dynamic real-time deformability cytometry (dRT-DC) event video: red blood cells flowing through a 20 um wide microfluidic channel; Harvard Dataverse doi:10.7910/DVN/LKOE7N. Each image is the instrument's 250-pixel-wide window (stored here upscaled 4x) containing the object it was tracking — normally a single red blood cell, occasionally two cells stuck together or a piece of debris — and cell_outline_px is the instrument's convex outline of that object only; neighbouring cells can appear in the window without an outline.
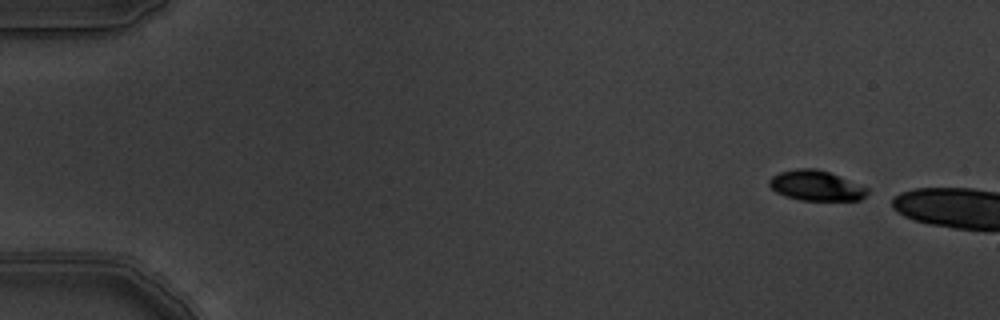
{"species": "common noctule bat (a hibernating species)", "species_latin": "Nyctalus noctula", "temperature_condition": "warm", "stored_images_in_passage": 2, "camera_frame_rate_fps": 3000, "um_per_image_px": 0.085, "animal": {"sex": "male", "body_mass_g": 19.5, "forearm_length_mm": 54.6}, "frame": {"image": 1, "passage_image": 1, "time_ms": 0.0, "image_size_px": [1000, 320], "cell_outline_px": [[868, 192], [860, 200], [800, 200], [784, 196], [776, 192], [768, 184], [768, 180], [772, 176], [780, 172], [796, 168], [816, 168], [828, 172], [868, 188]], "centroid_in_image_um": [69.32, 15.78], "position_along_channel_um": 15.7, "area_um2": 17.11}}